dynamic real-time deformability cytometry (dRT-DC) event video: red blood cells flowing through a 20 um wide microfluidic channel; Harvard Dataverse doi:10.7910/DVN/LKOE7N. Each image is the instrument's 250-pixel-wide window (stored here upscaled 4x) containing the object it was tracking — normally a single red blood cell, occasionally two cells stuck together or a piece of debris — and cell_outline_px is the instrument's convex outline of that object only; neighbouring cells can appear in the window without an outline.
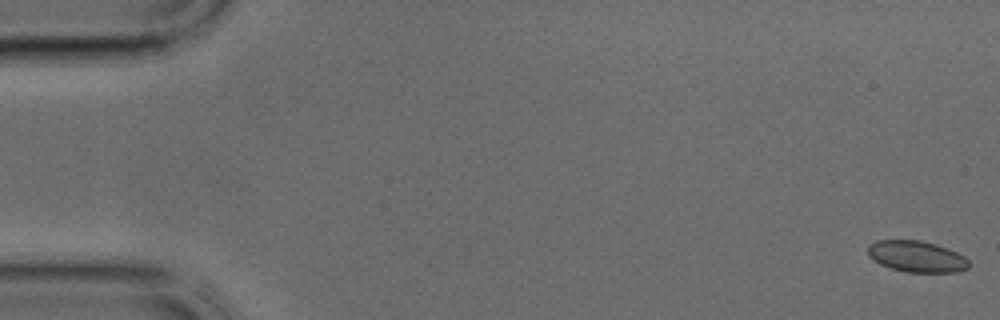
{"species": "common noctule bat (a hibernating species)", "species_latin": "Nyctalus noctula", "temperature_condition": "cold", "stored_images_in_passage": 39, "camera_frame_rate_fps": 3000, "um_per_image_px": 0.085, "animal": {"sex": "male", "body_mass_g": 17.9, "forearm_length_mm": 54.2}, "frame": {"image": 1, "passage_image": 1, "time_ms": 0.0, "image_size_px": [1000, 320], "cell_outline_px": [[968, 268], [956, 272], [908, 272], [892, 268], [880, 264], [868, 256], [868, 248], [876, 240], [920, 240], [936, 244], [948, 248], [964, 256], [968, 260]], "centroid_in_image_um": [77.92, 21.8], "position_along_channel_um": 7.1, "area_um2": 18.26}}
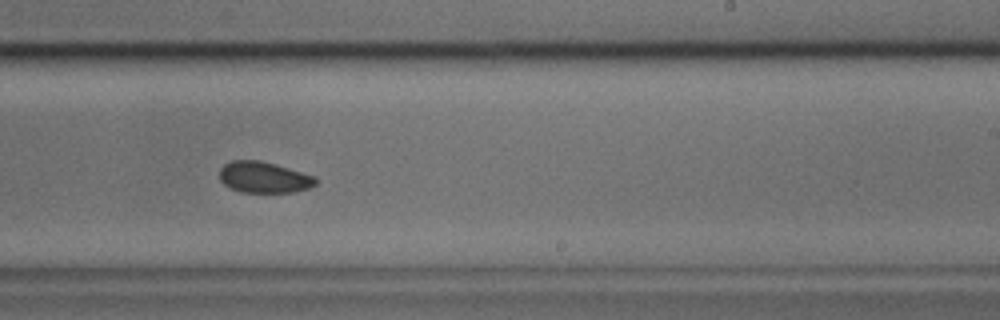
{"frame": {"image": 2, "passage_image": 24, "time_ms": 7.667, "image_size_px": [1000, 320], "cell_outline_px": [[316, 184], [308, 188], [292, 192], [240, 192], [224, 184], [220, 180], [220, 168], [224, 164], [232, 160], [260, 160], [276, 164], [316, 176]], "centroid_in_image_um": [22.43, 15.06], "position_along_channel_um": 266.6, "area_um2": 17.46}}
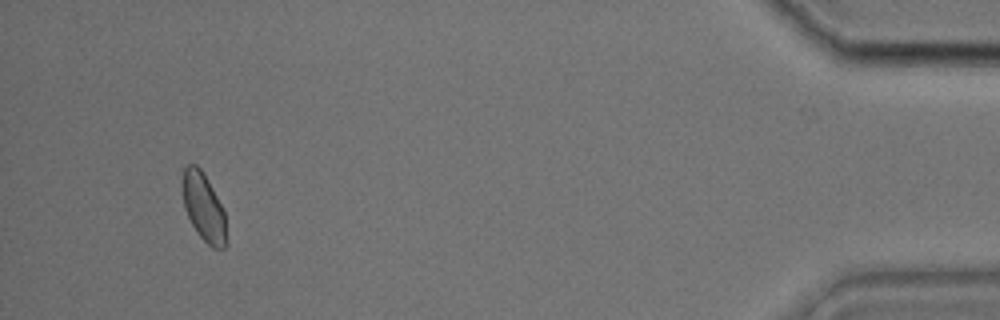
{"frame": {"image": 3, "passage_image": 37, "time_ms": 12.0, "image_size_px": [1000, 320], "cell_outline_px": [[228, 244], [224, 248], [212, 248], [196, 232], [184, 208], [180, 184], [184, 168], [188, 164], [196, 164], [200, 168], [208, 180], [224, 212], [228, 240]], "centroid_in_image_um": [17.29, 17.62], "position_along_channel_um": 417.9, "area_um2": 17.69}}